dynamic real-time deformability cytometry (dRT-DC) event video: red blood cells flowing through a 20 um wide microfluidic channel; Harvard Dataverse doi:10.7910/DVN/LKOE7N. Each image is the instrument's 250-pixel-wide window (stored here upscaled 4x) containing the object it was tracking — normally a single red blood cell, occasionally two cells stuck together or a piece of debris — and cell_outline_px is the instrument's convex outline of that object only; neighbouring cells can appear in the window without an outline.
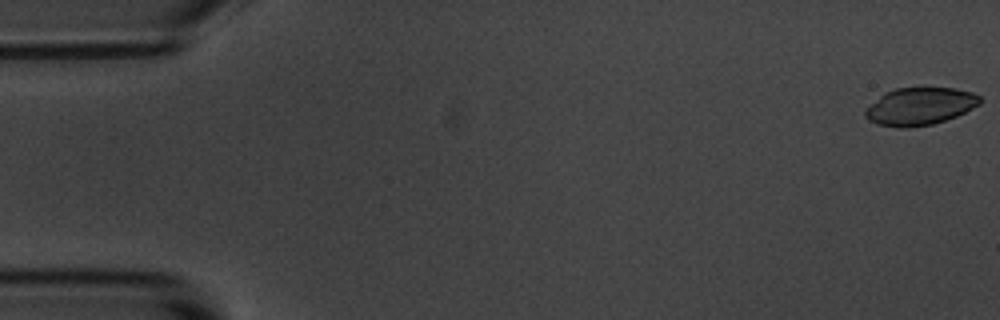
{"species": "common noctule bat (a hibernating species)", "species_latin": "Nyctalus noctula", "temperature_condition": "room temperature", "stored_images_in_passage": 4, "camera_frame_rate_fps": 3000, "um_per_image_px": 0.085, "animal": {"sex": "male", "body_mass_g": 20.1, "forearm_length_mm": 53.5}, "frame": {"image": 1, "passage_image": 1, "time_ms": 0.0, "image_size_px": [1000, 320], "cell_outline_px": [[980, 104], [956, 116], [932, 124], [908, 128], [900, 128], [876, 124], [868, 120], [864, 116], [864, 112], [884, 92], [896, 88], [952, 88], [972, 92], [980, 96]], "centroid_in_image_um": [78.17, 9.04], "position_along_channel_um": 6.8, "area_um2": 24.85}}